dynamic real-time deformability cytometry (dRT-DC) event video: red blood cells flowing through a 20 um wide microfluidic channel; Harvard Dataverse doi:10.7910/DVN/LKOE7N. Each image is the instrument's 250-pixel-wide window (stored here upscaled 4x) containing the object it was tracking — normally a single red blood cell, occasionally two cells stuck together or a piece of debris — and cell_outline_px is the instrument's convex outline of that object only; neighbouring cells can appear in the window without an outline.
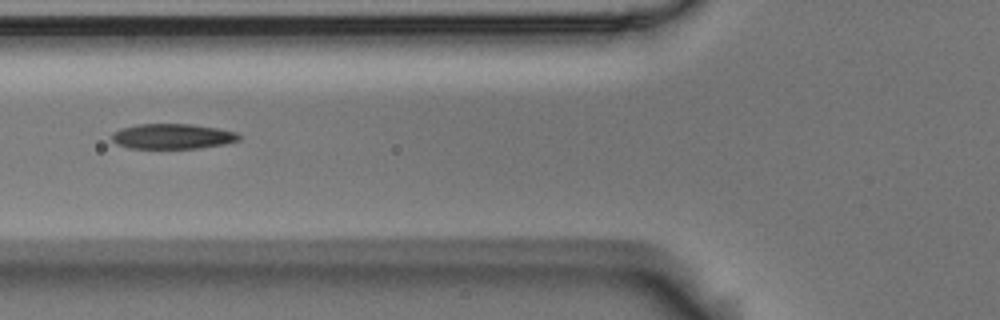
{"species": "Egyptian fruit bat (a non-hibernating species)", "species_latin": "Rousettus aegyptiacus", "temperature_condition": "room temperature", "stored_images_in_passage": 7, "segment_of_instrument_passage": [2, 2], "camera_frame_rate_fps": 3000, "um_per_image_px": 0.085, "animal": {"sex": "male"}, "frame": {"image": 1, "passage_image": 5, "time_ms": 1.333, "image_size_px": [1000, 320], "cell_outline_px": [[240, 140], [224, 144], [196, 148], [128, 148], [116, 144], [112, 140], [112, 132], [120, 128], [136, 124], [192, 124], [216, 128], [236, 132], [240, 136]], "centroid_in_image_um": [14.62, 11.58], "position_along_channel_um": 111.2, "area_um2": 18.67}}
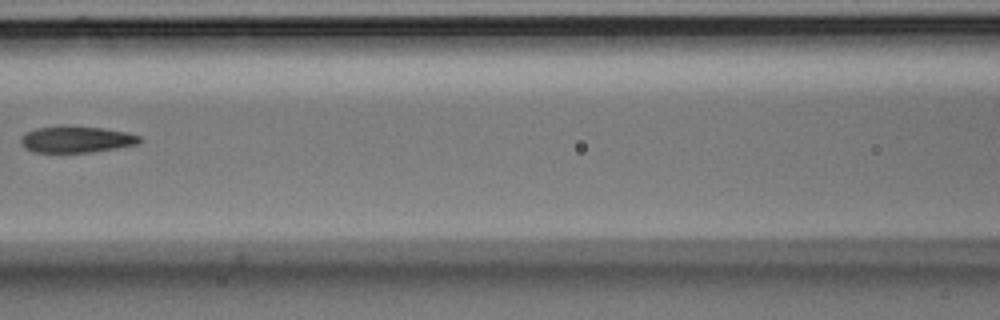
{"frame": {"image": 2, "passage_image": 6, "time_ms": 1.667, "image_size_px": [1000, 320], "cell_outline_px": [[144, 140], [140, 144], [92, 152], [32, 152], [24, 148], [20, 144], [20, 136], [36, 128], [60, 124], [64, 124], [104, 128], [128, 132], [140, 136]], "centroid_in_image_um": [6.49, 11.82], "position_along_channel_um": 160.1, "area_um2": 18.96}}
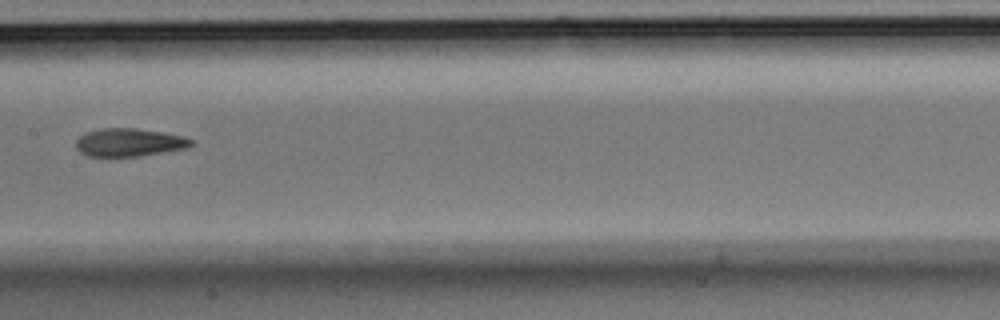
{"frame": {"image": 3, "passage_image": 7, "time_ms": 2.0, "image_size_px": [1000, 320], "cell_outline_px": [[192, 144], [188, 148], [136, 156], [88, 156], [80, 152], [76, 148], [76, 140], [80, 136], [88, 132], [100, 128], [136, 128], [184, 136], [192, 140]], "centroid_in_image_um": [10.96, 12.1], "position_along_channel_um": 196.4, "area_um2": 18.61}}